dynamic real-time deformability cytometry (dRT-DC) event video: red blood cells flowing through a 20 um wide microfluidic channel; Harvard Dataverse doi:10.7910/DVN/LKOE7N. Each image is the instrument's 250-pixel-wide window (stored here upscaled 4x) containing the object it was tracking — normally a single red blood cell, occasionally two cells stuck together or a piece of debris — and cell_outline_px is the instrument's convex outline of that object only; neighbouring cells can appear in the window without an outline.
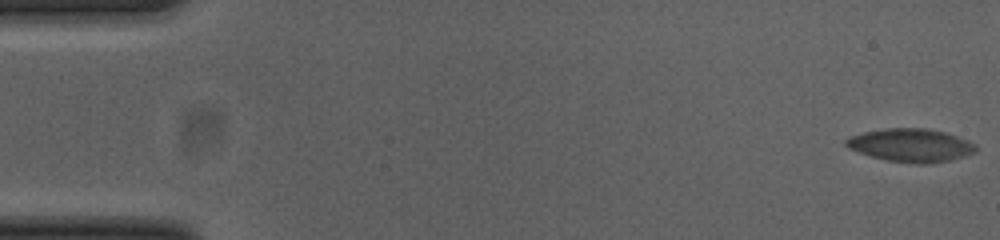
{"species": "common noctule bat (a hibernating species)", "species_latin": "Nyctalus noctula", "temperature_condition": "cold", "stored_images_in_passage": 16, "camera_frame_rate_fps": 3000, "um_per_image_px": 0.085, "animal": {"sex": "female", "body_mass_g": 23.0, "forearm_length_mm": 53.4}, "frame": {"image": 1, "passage_image": 1, "time_ms": 0.0, "image_size_px": [1000, 240], "cell_outline_px": [[976, 152], [964, 156], [948, 160], [920, 164], [888, 160], [872, 156], [848, 148], [844, 144], [844, 140], [852, 136], [864, 132], [888, 128], [924, 128], [944, 132], [968, 140], [976, 144]], "centroid_in_image_um": [77.43, 12.33], "position_along_channel_um": 7.6, "area_um2": 24.68}}
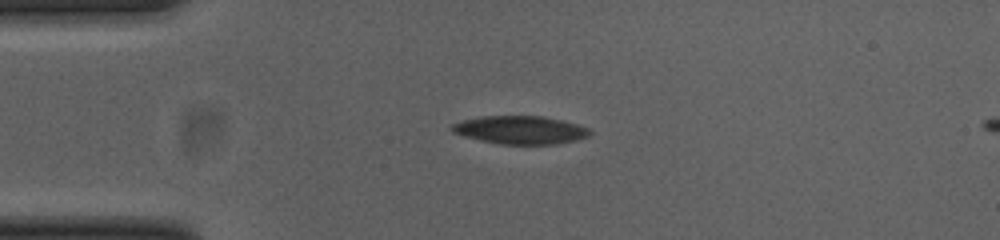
{"frame": {"image": 2, "passage_image": 14, "time_ms": 4.333, "image_size_px": [1000, 240], "cell_outline_px": [[592, 132], [588, 136], [572, 140], [552, 144], [500, 144], [464, 136], [452, 132], [452, 124], [464, 120], [484, 116], [540, 116], [560, 120], [576, 124], [588, 128]], "centroid_in_image_um": [44.21, 11.04], "position_along_channel_um": 40.8, "area_um2": 22.08}}